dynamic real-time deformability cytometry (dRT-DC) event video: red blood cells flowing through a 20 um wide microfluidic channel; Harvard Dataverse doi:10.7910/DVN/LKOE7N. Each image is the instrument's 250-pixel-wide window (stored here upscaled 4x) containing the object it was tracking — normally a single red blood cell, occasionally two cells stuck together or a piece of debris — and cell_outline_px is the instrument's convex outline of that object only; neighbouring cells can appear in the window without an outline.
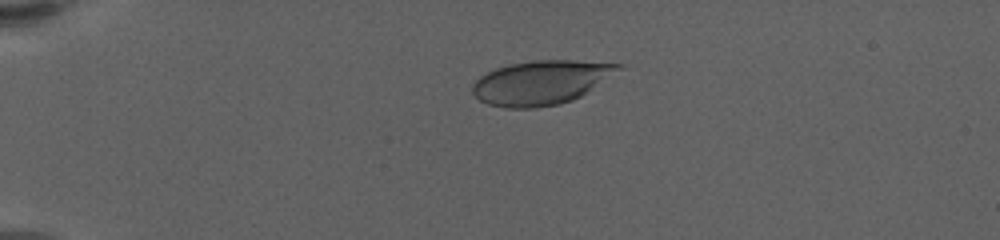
{"species": "human", "species_latin": "Homo sapiens", "temperature_condition": "warm", "stored_images_in_passage": 58, "camera_frame_rate_fps": 3000, "um_per_image_px": 0.085, "donor": {"sex": "female"}, "frame": {"image": 1, "passage_image": 16, "time_ms": 5.0, "image_size_px": [1000, 240], "cell_outline_px": [[624, 68], [580, 96], [572, 100], [556, 104], [536, 108], [504, 108], [488, 104], [480, 100], [472, 92], [472, 84], [480, 76], [496, 68], [512, 64], [536, 60], [572, 60], [624, 64]], "centroid_in_image_um": [45.99, 7.01], "position_along_channel_um": 39.0, "area_um2": 37.28}}
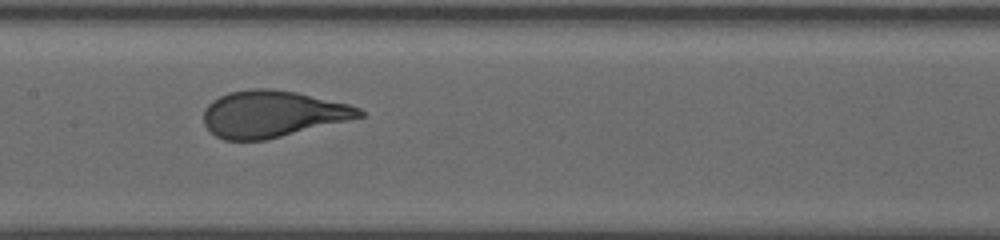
{"frame": {"image": 2, "passage_image": 34, "time_ms": 11.0, "image_size_px": [1000, 240], "cell_outline_px": [[364, 116], [348, 120], [264, 140], [224, 140], [216, 136], [204, 124], [204, 108], [212, 100], [228, 92], [252, 88], [272, 88], [296, 92], [348, 104], [360, 108], [364, 112]], "centroid_in_image_um": [23.12, 9.67], "position_along_channel_um": 184.3, "area_um2": 42.02}}
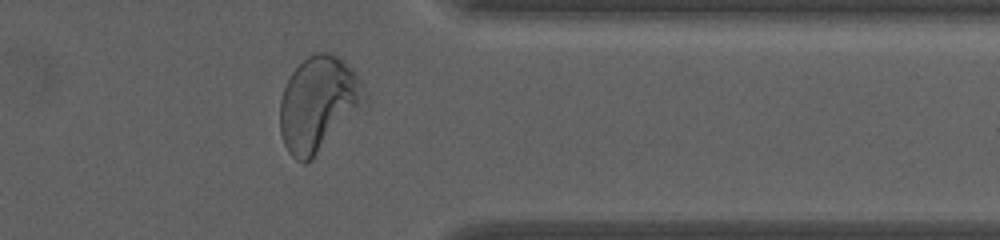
{"frame": {"image": 3, "passage_image": 52, "time_ms": 17.0, "image_size_px": [1000, 240], "cell_outline_px": [[368, 104], [312, 160], [304, 164], [296, 160], [288, 152], [284, 144], [280, 132], [280, 100], [284, 88], [292, 72], [308, 56], [316, 52], [328, 52], [336, 56], [352, 68], [360, 76], [368, 96]], "centroid_in_image_um": [27.11, 8.86], "position_along_channel_um": 384.3, "area_um2": 47.63}, "authors_computed_cell_mechanics": {"area_um2": 42.2807, "velocity_mm_per_s": 3.4187, "shape_relaxation_time_tau1_ms": 4.5634, "shape_relaxation_time_tau2_ms": null, "deformation_change_tau1": 0.221, "deformation_change_tau2": null}}